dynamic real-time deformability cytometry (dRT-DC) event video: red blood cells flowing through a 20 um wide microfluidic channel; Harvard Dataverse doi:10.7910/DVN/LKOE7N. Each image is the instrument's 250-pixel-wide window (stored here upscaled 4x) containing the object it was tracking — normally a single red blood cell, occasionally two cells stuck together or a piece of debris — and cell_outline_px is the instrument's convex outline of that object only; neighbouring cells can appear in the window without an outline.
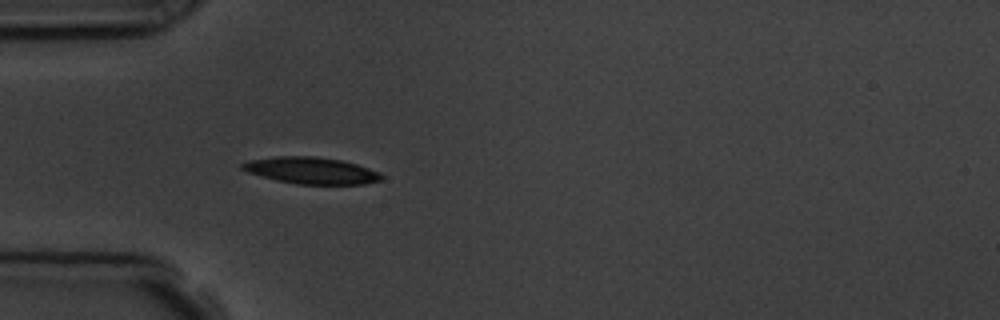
{"species": "common noctule bat (a hibernating species)", "species_latin": "Nyctalus noctula", "temperature_condition": "room temperature", "stored_images_in_passage": 2, "camera_frame_rate_fps": 3000, "um_per_image_px": 0.085, "animal": {"sex": "male", "body_mass_g": 19.5, "forearm_length_mm": 54.6}, "frame": {"image": 1, "passage_image": 2, "time_ms": 1.0, "image_size_px": [1000, 320], "cell_outline_px": [[384, 176], [380, 180], [364, 184], [296, 184], [276, 180], [248, 172], [240, 168], [240, 164], [248, 160], [276, 156], [316, 156], [340, 160], [356, 164], [380, 172]], "centroid_in_image_um": [26.44, 14.49], "position_along_channel_um": 58.6, "area_um2": 21.62}}